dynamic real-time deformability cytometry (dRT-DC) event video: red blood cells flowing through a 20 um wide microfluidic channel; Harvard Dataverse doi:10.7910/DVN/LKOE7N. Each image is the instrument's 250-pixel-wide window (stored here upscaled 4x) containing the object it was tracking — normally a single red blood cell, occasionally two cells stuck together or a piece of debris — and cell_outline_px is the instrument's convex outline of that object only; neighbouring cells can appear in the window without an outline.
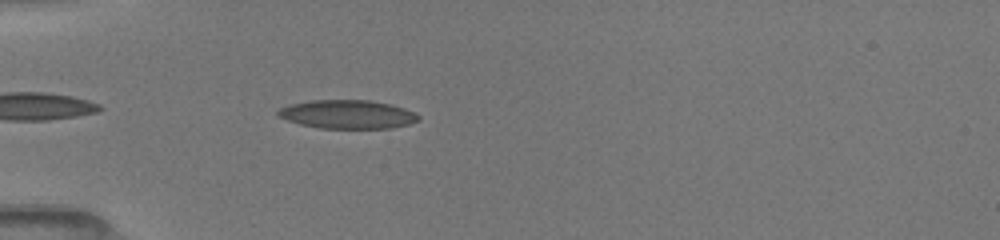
{"species": "common noctule bat (a hibernating species)", "species_latin": "Nyctalus noctula", "temperature_condition": "room temperature", "stored_images_in_passage": 34, "camera_frame_rate_fps": 3000, "um_per_image_px": 0.085, "animal": {"sex": "female", "body_mass_g": 19.5, "forearm_length_mm": 54.1}, "frame": {"image": 1, "passage_image": 3, "time_ms": 0.667, "image_size_px": [1000, 240], "cell_outline_px": [[420, 120], [408, 124], [392, 128], [320, 128], [300, 124], [276, 116], [276, 112], [280, 108], [288, 104], [308, 100], [368, 100], [392, 104], [416, 112], [420, 116]], "centroid_in_image_um": [29.53, 9.71], "position_along_channel_um": 55.5, "area_um2": 23.64}}
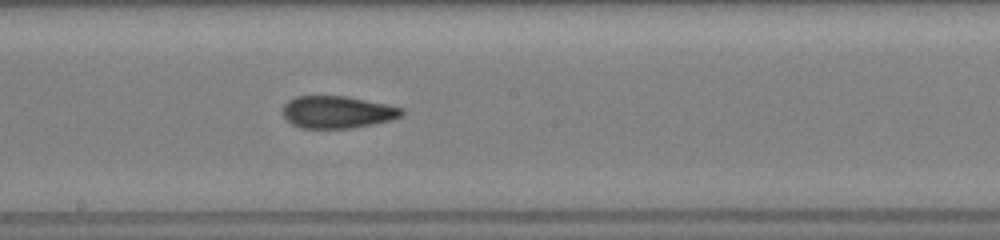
{"frame": {"image": 2, "passage_image": 16, "time_ms": 5.0, "image_size_px": [1000, 240], "cell_outline_px": [[404, 116], [392, 120], [352, 128], [300, 128], [292, 124], [284, 116], [284, 104], [288, 100], [296, 96], [344, 96], [388, 104], [404, 108]], "centroid_in_image_um": [28.72, 9.53], "position_along_channel_um": 219.5, "area_um2": 22.43}}
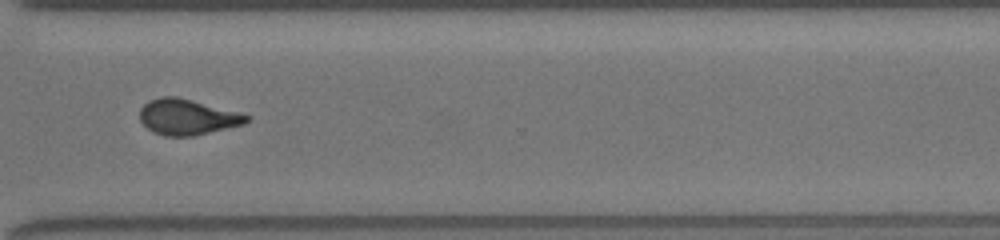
{"frame": {"image": 3, "passage_image": 26, "time_ms": 8.333, "image_size_px": [1000, 240], "cell_outline_px": [[252, 116], [244, 124], [192, 136], [164, 136], [152, 132], [140, 120], [140, 108], [148, 100], [160, 96], [176, 96], [240, 112]], "centroid_in_image_um": [15.91, 9.93], "position_along_channel_um": 354.7, "area_um2": 22.25}, "authors_computed_cell_mechanics": {"area_um2": 22.6287, "velocity_mm_per_s": 4.0666, "shape_relaxation_time_tau1_ms": null, "shape_relaxation_time_tau2_ms": 2.1542, "deformation_change_tau1": null, "deformation_change_tau2": 0.0792}}